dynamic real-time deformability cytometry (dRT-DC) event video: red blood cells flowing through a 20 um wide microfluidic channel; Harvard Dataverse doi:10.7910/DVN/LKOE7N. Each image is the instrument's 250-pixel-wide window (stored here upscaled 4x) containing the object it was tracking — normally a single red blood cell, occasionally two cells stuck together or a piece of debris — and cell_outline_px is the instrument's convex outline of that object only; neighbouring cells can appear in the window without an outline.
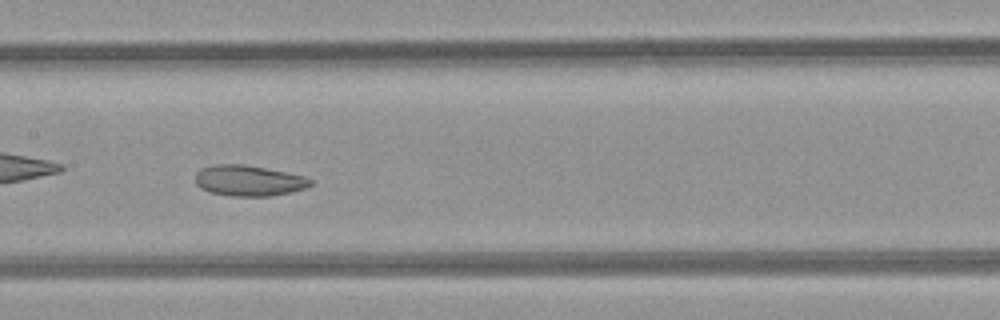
{"species": "common noctule bat (a hibernating species)", "species_latin": "Nyctalus noctula", "temperature_condition": "room temperature", "stored_images_in_passage": 44, "camera_frame_rate_fps": 3000, "um_per_image_px": 0.085, "animal": {"sex": "female", "body_mass_g": 21.9}, "frame": {"image": 1, "passage_image": 19, "time_ms": 6.0, "image_size_px": [1000, 320], "cell_outline_px": [[312, 184], [304, 188], [292, 192], [268, 196], [232, 196], [208, 192], [200, 188], [196, 184], [196, 172], [200, 168], [216, 164], [244, 164], [304, 176], [312, 180]], "centroid_in_image_um": [21.1, 15.35], "position_along_channel_um": 186.3, "area_um2": 20.58}, "authors_computed_cell_mechanics": {"area_um2": 23.7847, "velocity_mm_per_s": 4.2198, "shape_relaxation_time_tau1_ms": null, "shape_relaxation_time_tau2_ms": 3.1183, "deformation_change_tau1": null, "deformation_change_tau2": 0.0868}}